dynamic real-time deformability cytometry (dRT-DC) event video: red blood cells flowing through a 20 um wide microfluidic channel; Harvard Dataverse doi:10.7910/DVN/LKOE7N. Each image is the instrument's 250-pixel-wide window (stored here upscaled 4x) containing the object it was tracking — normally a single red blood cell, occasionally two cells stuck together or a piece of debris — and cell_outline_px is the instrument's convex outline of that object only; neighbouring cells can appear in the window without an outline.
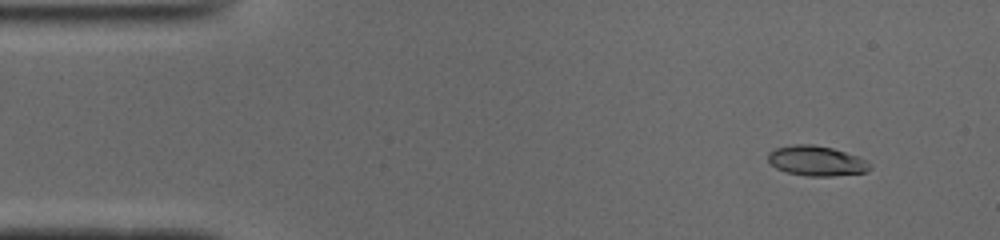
{"species": "common noctule bat (a hibernating species)", "species_latin": "Nyctalus noctula", "temperature_condition": "cold", "stored_images_in_passage": 51, "camera_frame_rate_fps": 3000, "um_per_image_px": 0.085, "animal": {"sex": "male", "body_mass_g": 19.0, "forearm_length_mm": 50.8}, "frame": {"image": 1, "passage_image": 5, "time_ms": 1.333, "image_size_px": [1000, 240], "cell_outline_px": [[872, 168], [864, 172], [832, 176], [808, 176], [788, 172], [776, 168], [768, 160], [768, 152], [776, 148], [792, 144], [812, 144], [832, 148], [868, 160], [872, 164]], "centroid_in_image_um": [69.41, 13.67], "position_along_channel_um": 15.6, "area_um2": 17.74}}
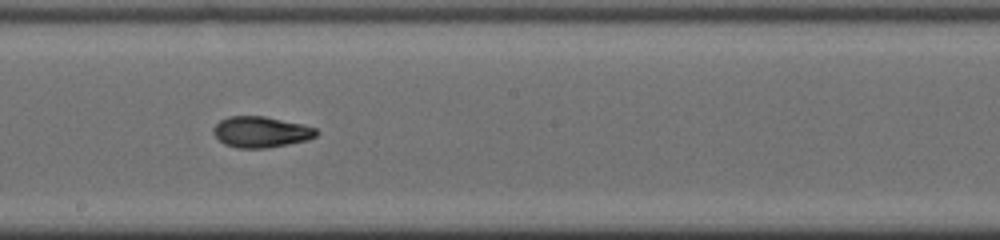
{"frame": {"image": 2, "passage_image": 28, "time_ms": 9.0, "image_size_px": [1000, 240], "cell_outline_px": [[320, 132], [316, 136], [308, 140], [268, 148], [236, 148], [224, 144], [212, 132], [212, 128], [220, 120], [228, 116], [264, 116], [304, 124], [316, 128]], "centroid_in_image_um": [22.2, 11.21], "position_along_channel_um": 226.0, "area_um2": 18.79}}
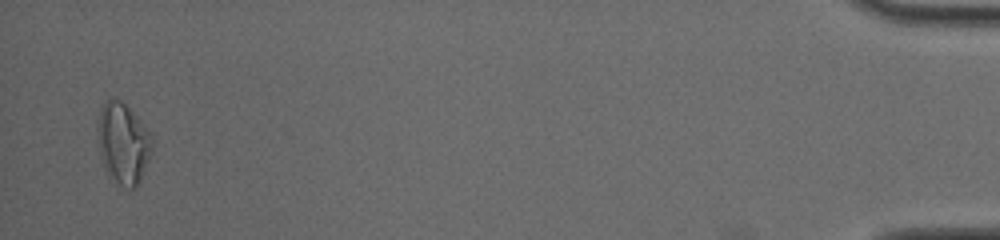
{"frame": {"image": 3, "passage_image": 50, "time_ms": 16.333, "image_size_px": [1000, 240], "cell_outline_px": [[152, 152], [140, 180], [136, 188], [128, 188], [120, 184], [104, 168], [100, 156], [96, 136], [96, 128], [100, 108], [104, 100], [120, 100], [152, 132]], "centroid_in_image_um": [10.45, 12.15], "position_along_channel_um": 424.7, "area_um2": 25.78}, "authors_computed_cell_mechanics": {"area_um2": 18.2648, "velocity_mm_per_s": 3.9359, "shape_relaxation_time_tau1_ms": 4.112, "shape_relaxation_time_tau2_ms": 2.9799, "deformation_change_tau1": 0.1747, "deformation_change_tau2": 0.0974}}